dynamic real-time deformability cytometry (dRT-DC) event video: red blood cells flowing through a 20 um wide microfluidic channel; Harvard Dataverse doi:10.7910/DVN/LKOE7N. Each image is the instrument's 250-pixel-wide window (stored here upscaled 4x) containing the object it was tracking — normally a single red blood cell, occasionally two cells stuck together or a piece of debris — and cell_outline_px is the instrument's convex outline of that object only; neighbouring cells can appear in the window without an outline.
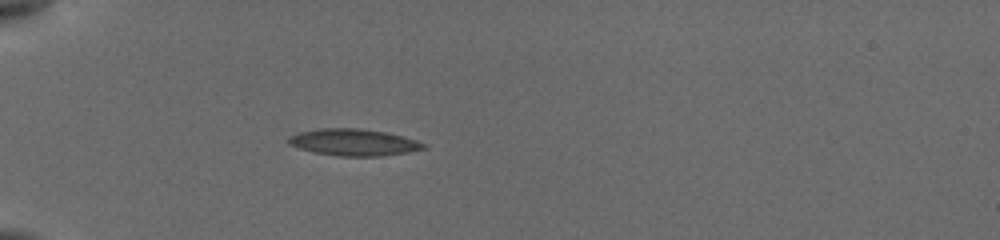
{"species": "common noctule bat (a hibernating species)", "species_latin": "Nyctalus noctula", "temperature_condition": "cold", "stored_images_in_passage": 4, "camera_frame_rate_fps": 3000, "um_per_image_px": 0.085, "animal": {"sex": "female", "body_mass_g": 19.5, "forearm_length_mm": 54.1}, "frame": {"image": 1, "passage_image": 1, "time_ms": 0.0, "image_size_px": [1000, 240], "cell_outline_px": [[428, 148], [408, 152], [380, 156], [340, 156], [312, 152], [288, 144], [288, 136], [300, 132], [320, 128], [360, 128], [384, 132], [416, 140], [428, 144]], "centroid_in_image_um": [30.07, 12.1], "position_along_channel_um": 54.9, "area_um2": 21.04}}